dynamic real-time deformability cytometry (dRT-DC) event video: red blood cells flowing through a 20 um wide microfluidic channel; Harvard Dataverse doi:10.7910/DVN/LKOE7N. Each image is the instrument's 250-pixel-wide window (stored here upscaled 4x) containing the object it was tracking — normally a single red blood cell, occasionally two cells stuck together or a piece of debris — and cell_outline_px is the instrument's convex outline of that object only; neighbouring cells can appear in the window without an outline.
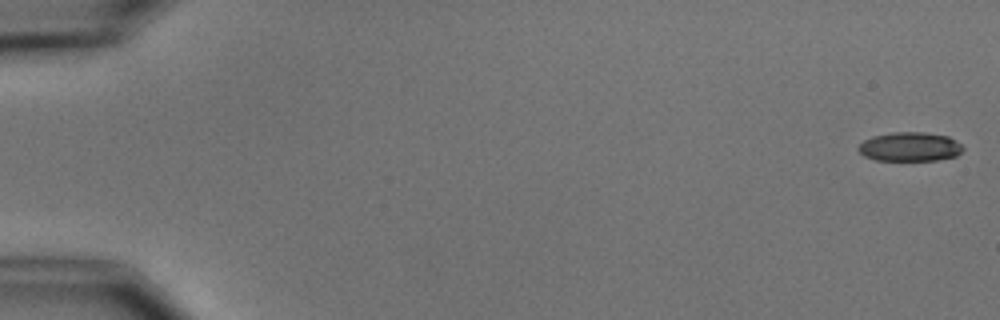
{"species": "common noctule bat (a hibernating species)", "species_latin": "Nyctalus noctula", "temperature_condition": "cold", "stored_images_in_passage": 10, "camera_frame_rate_fps": 3000, "um_per_image_px": 0.085, "animal": {"sex": "male", "body_mass_g": 15.6}, "frame": {"image": 1, "passage_image": 1, "time_ms": 0.0, "image_size_px": [1000, 320], "cell_outline_px": [[964, 148], [956, 156], [936, 160], [876, 160], [864, 156], [856, 148], [864, 140], [872, 136], [892, 132], [924, 132], [948, 136], [956, 140]], "centroid_in_image_um": [77.32, 12.47], "position_along_channel_um": 7.7, "area_um2": 17.74}}
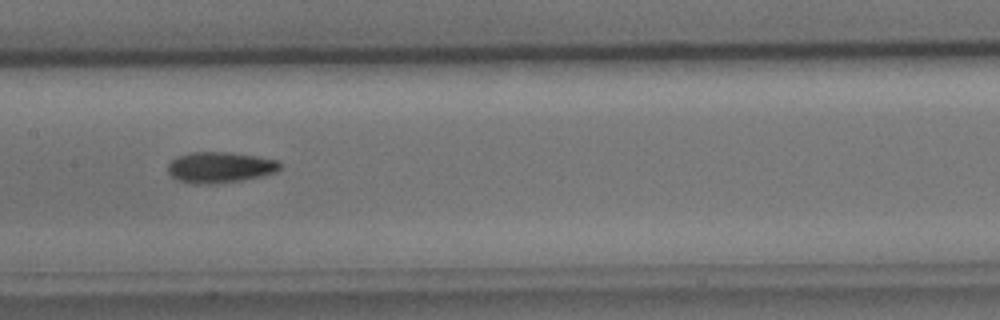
{"frame": {"image": 2, "passage_image": 8, "time_ms": 9.0, "image_size_px": [1000, 320], "cell_outline_px": [[280, 168], [276, 172], [244, 180], [212, 184], [196, 184], [176, 180], [168, 172], [168, 164], [176, 156], [192, 152], [228, 152], [256, 156], [280, 160]], "centroid_in_image_um": [18.69, 14.22], "position_along_channel_um": 188.7, "area_um2": 20.29}}
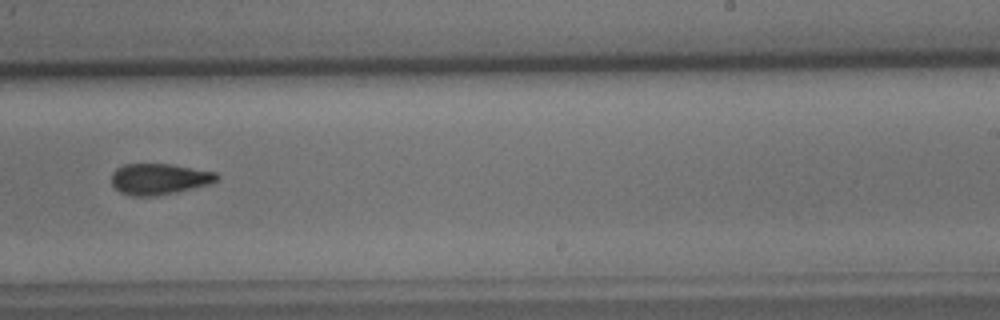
{"frame": {"image": 3, "passage_image": 10, "time_ms": 11.333, "image_size_px": [1000, 320], "cell_outline_px": [[220, 180], [212, 184], [176, 192], [156, 196], [132, 196], [120, 192], [112, 184], [112, 172], [116, 168], [124, 164], [172, 164], [216, 172], [220, 176]], "centroid_in_image_um": [13.58, 15.21], "position_along_channel_um": 275.4, "area_um2": 19.31}}